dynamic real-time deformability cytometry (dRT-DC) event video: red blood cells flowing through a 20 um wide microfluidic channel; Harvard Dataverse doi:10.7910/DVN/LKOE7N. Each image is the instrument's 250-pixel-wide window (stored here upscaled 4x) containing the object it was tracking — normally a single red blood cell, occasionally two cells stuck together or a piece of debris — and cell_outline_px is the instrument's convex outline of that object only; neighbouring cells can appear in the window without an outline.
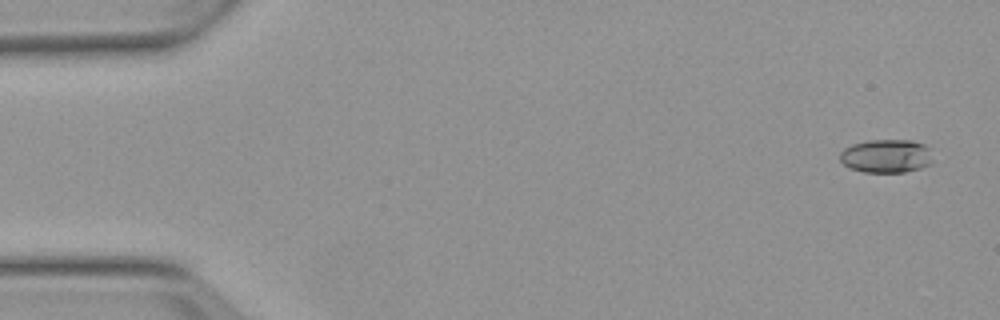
{"species": "Egyptian fruit bat (a non-hibernating species)", "species_latin": "Rousettus aegyptiacus", "temperature_condition": "warm", "stored_images_in_passage": 6, "camera_frame_rate_fps": 3000, "um_per_image_px": 0.085, "animal": {"sex": "female"}, "frame": {"image": 1, "passage_image": 1, "time_ms": 0.0, "image_size_px": [1000, 320], "cell_outline_px": [[932, 164], [920, 168], [904, 172], [864, 172], [852, 168], [844, 164], [840, 160], [840, 152], [844, 148], [852, 144], [868, 140], [912, 140], [924, 144], [932, 148]], "centroid_in_image_um": [75.38, 13.25], "position_along_channel_um": 9.6, "area_um2": 18.32}}
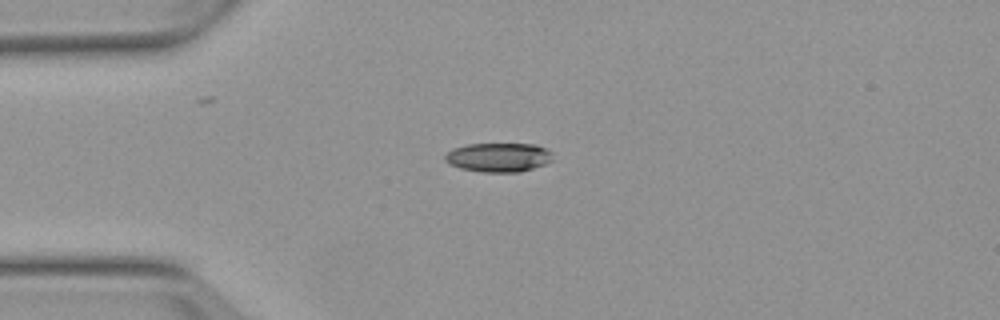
{"frame": {"image": 2, "passage_image": 4, "time_ms": 3.667, "image_size_px": [1000, 320], "cell_outline_px": [[552, 160], [544, 164], [520, 172], [484, 172], [460, 168], [448, 164], [444, 160], [444, 156], [452, 148], [468, 144], [536, 144], [552, 152]], "centroid_in_image_um": [42.35, 13.37], "position_along_channel_um": 42.7, "area_um2": 18.26}}
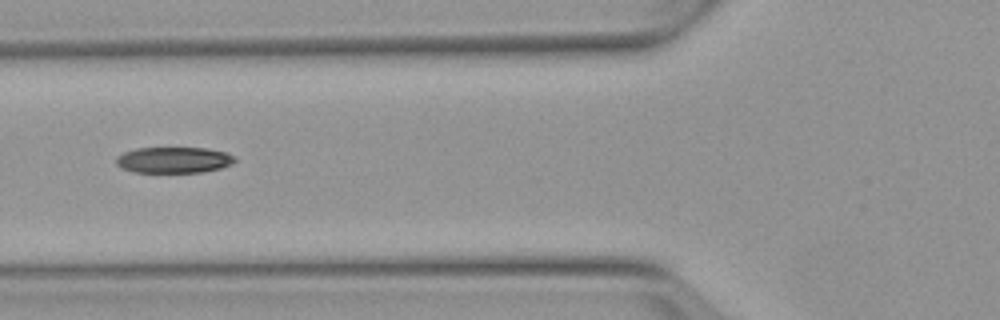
{"frame": {"image": 3, "passage_image": 6, "time_ms": 6.0, "image_size_px": [1000, 320], "cell_outline_px": [[236, 160], [232, 164], [220, 168], [204, 172], [132, 172], [120, 168], [116, 164], [116, 156], [124, 152], [136, 148], [208, 148], [224, 152], [236, 156]], "centroid_in_image_um": [14.76, 13.6], "position_along_channel_um": 111.0, "area_um2": 18.15}}